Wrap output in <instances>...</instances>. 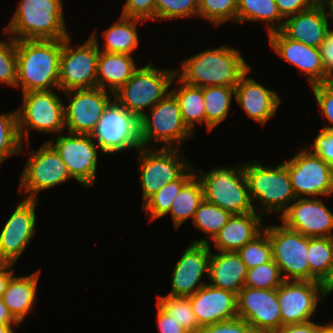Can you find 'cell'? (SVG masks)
Wrapping results in <instances>:
<instances>
[{
    "mask_svg": "<svg viewBox=\"0 0 333 333\" xmlns=\"http://www.w3.org/2000/svg\"><path fill=\"white\" fill-rule=\"evenodd\" d=\"M65 93L68 96L67 105L64 104L65 129L73 134L90 135L105 107L113 99L114 94L99 87L90 89H75Z\"/></svg>",
    "mask_w": 333,
    "mask_h": 333,
    "instance_id": "cell-17",
    "label": "cell"
},
{
    "mask_svg": "<svg viewBox=\"0 0 333 333\" xmlns=\"http://www.w3.org/2000/svg\"><path fill=\"white\" fill-rule=\"evenodd\" d=\"M13 263H2L0 262V298L5 292L8 281L13 275Z\"/></svg>",
    "mask_w": 333,
    "mask_h": 333,
    "instance_id": "cell-53",
    "label": "cell"
},
{
    "mask_svg": "<svg viewBox=\"0 0 333 333\" xmlns=\"http://www.w3.org/2000/svg\"><path fill=\"white\" fill-rule=\"evenodd\" d=\"M275 3L281 16L286 19L312 8L318 0H275Z\"/></svg>",
    "mask_w": 333,
    "mask_h": 333,
    "instance_id": "cell-49",
    "label": "cell"
},
{
    "mask_svg": "<svg viewBox=\"0 0 333 333\" xmlns=\"http://www.w3.org/2000/svg\"><path fill=\"white\" fill-rule=\"evenodd\" d=\"M62 0H21L3 30L15 41L63 40L70 36L64 20Z\"/></svg>",
    "mask_w": 333,
    "mask_h": 333,
    "instance_id": "cell-3",
    "label": "cell"
},
{
    "mask_svg": "<svg viewBox=\"0 0 333 333\" xmlns=\"http://www.w3.org/2000/svg\"><path fill=\"white\" fill-rule=\"evenodd\" d=\"M166 313L171 315L189 333H199V325L192 309L189 297L170 296L161 294L157 296V303Z\"/></svg>",
    "mask_w": 333,
    "mask_h": 333,
    "instance_id": "cell-38",
    "label": "cell"
},
{
    "mask_svg": "<svg viewBox=\"0 0 333 333\" xmlns=\"http://www.w3.org/2000/svg\"><path fill=\"white\" fill-rule=\"evenodd\" d=\"M63 40L16 41L17 85L22 94L59 90V65Z\"/></svg>",
    "mask_w": 333,
    "mask_h": 333,
    "instance_id": "cell-2",
    "label": "cell"
},
{
    "mask_svg": "<svg viewBox=\"0 0 333 333\" xmlns=\"http://www.w3.org/2000/svg\"><path fill=\"white\" fill-rule=\"evenodd\" d=\"M272 246L273 261L284 280L310 281L308 237L281 225L264 226ZM284 274V275H283Z\"/></svg>",
    "mask_w": 333,
    "mask_h": 333,
    "instance_id": "cell-11",
    "label": "cell"
},
{
    "mask_svg": "<svg viewBox=\"0 0 333 333\" xmlns=\"http://www.w3.org/2000/svg\"><path fill=\"white\" fill-rule=\"evenodd\" d=\"M147 22L138 18L124 17L120 15L118 21L103 31L104 45L100 49L96 30L91 38L97 43L98 50L108 53H125L133 56V52L139 46V35L137 25Z\"/></svg>",
    "mask_w": 333,
    "mask_h": 333,
    "instance_id": "cell-30",
    "label": "cell"
},
{
    "mask_svg": "<svg viewBox=\"0 0 333 333\" xmlns=\"http://www.w3.org/2000/svg\"><path fill=\"white\" fill-rule=\"evenodd\" d=\"M247 267L237 252L212 253L209 259V285L237 296L244 287Z\"/></svg>",
    "mask_w": 333,
    "mask_h": 333,
    "instance_id": "cell-27",
    "label": "cell"
},
{
    "mask_svg": "<svg viewBox=\"0 0 333 333\" xmlns=\"http://www.w3.org/2000/svg\"><path fill=\"white\" fill-rule=\"evenodd\" d=\"M176 78L177 86L174 89L170 88V92L178 101L184 124L193 133L197 124H206L203 88L189 85L177 76Z\"/></svg>",
    "mask_w": 333,
    "mask_h": 333,
    "instance_id": "cell-32",
    "label": "cell"
},
{
    "mask_svg": "<svg viewBox=\"0 0 333 333\" xmlns=\"http://www.w3.org/2000/svg\"><path fill=\"white\" fill-rule=\"evenodd\" d=\"M244 174L248 183L252 204L260 202V214H282L297 198L292 189L291 178L286 165L265 166L260 162H244ZM263 211V212H262Z\"/></svg>",
    "mask_w": 333,
    "mask_h": 333,
    "instance_id": "cell-4",
    "label": "cell"
},
{
    "mask_svg": "<svg viewBox=\"0 0 333 333\" xmlns=\"http://www.w3.org/2000/svg\"><path fill=\"white\" fill-rule=\"evenodd\" d=\"M210 255V244L191 242L174 266L168 295L189 297L206 285L201 280L208 277Z\"/></svg>",
    "mask_w": 333,
    "mask_h": 333,
    "instance_id": "cell-22",
    "label": "cell"
},
{
    "mask_svg": "<svg viewBox=\"0 0 333 333\" xmlns=\"http://www.w3.org/2000/svg\"><path fill=\"white\" fill-rule=\"evenodd\" d=\"M140 119V140L144 148H151L152 142L163 143L161 148L181 149L182 143L190 139L192 133L184 124L178 101L169 92Z\"/></svg>",
    "mask_w": 333,
    "mask_h": 333,
    "instance_id": "cell-7",
    "label": "cell"
},
{
    "mask_svg": "<svg viewBox=\"0 0 333 333\" xmlns=\"http://www.w3.org/2000/svg\"><path fill=\"white\" fill-rule=\"evenodd\" d=\"M249 72L250 69L236 84L234 99L249 118L264 126L276 115L281 99L273 89L264 87L253 78H248Z\"/></svg>",
    "mask_w": 333,
    "mask_h": 333,
    "instance_id": "cell-23",
    "label": "cell"
},
{
    "mask_svg": "<svg viewBox=\"0 0 333 333\" xmlns=\"http://www.w3.org/2000/svg\"><path fill=\"white\" fill-rule=\"evenodd\" d=\"M176 70L160 69L153 64L139 67L133 76L114 93V98L139 119L145 109L154 107L171 89Z\"/></svg>",
    "mask_w": 333,
    "mask_h": 333,
    "instance_id": "cell-6",
    "label": "cell"
},
{
    "mask_svg": "<svg viewBox=\"0 0 333 333\" xmlns=\"http://www.w3.org/2000/svg\"><path fill=\"white\" fill-rule=\"evenodd\" d=\"M318 4L322 7L324 10L325 17L329 24V18L333 20V0H318ZM328 8V11L326 12V9ZM333 24V21H330ZM333 30V29H332Z\"/></svg>",
    "mask_w": 333,
    "mask_h": 333,
    "instance_id": "cell-55",
    "label": "cell"
},
{
    "mask_svg": "<svg viewBox=\"0 0 333 333\" xmlns=\"http://www.w3.org/2000/svg\"><path fill=\"white\" fill-rule=\"evenodd\" d=\"M0 324H19L10 314L2 298H0Z\"/></svg>",
    "mask_w": 333,
    "mask_h": 333,
    "instance_id": "cell-54",
    "label": "cell"
},
{
    "mask_svg": "<svg viewBox=\"0 0 333 333\" xmlns=\"http://www.w3.org/2000/svg\"><path fill=\"white\" fill-rule=\"evenodd\" d=\"M56 135V140H46L59 154L70 176L82 186L91 187L96 182L98 165L97 144L91 135L73 134Z\"/></svg>",
    "mask_w": 333,
    "mask_h": 333,
    "instance_id": "cell-15",
    "label": "cell"
},
{
    "mask_svg": "<svg viewBox=\"0 0 333 333\" xmlns=\"http://www.w3.org/2000/svg\"><path fill=\"white\" fill-rule=\"evenodd\" d=\"M289 17L284 19L280 31L291 40L320 49L331 27L322 7L317 3L312 8Z\"/></svg>",
    "mask_w": 333,
    "mask_h": 333,
    "instance_id": "cell-25",
    "label": "cell"
},
{
    "mask_svg": "<svg viewBox=\"0 0 333 333\" xmlns=\"http://www.w3.org/2000/svg\"><path fill=\"white\" fill-rule=\"evenodd\" d=\"M283 19L275 0H238L237 23L264 22L270 33L283 27Z\"/></svg>",
    "mask_w": 333,
    "mask_h": 333,
    "instance_id": "cell-33",
    "label": "cell"
},
{
    "mask_svg": "<svg viewBox=\"0 0 333 333\" xmlns=\"http://www.w3.org/2000/svg\"><path fill=\"white\" fill-rule=\"evenodd\" d=\"M311 153L317 154L323 161L333 167V130L321 129L315 137Z\"/></svg>",
    "mask_w": 333,
    "mask_h": 333,
    "instance_id": "cell-48",
    "label": "cell"
},
{
    "mask_svg": "<svg viewBox=\"0 0 333 333\" xmlns=\"http://www.w3.org/2000/svg\"><path fill=\"white\" fill-rule=\"evenodd\" d=\"M316 333H333V327L330 324H324L322 325Z\"/></svg>",
    "mask_w": 333,
    "mask_h": 333,
    "instance_id": "cell-57",
    "label": "cell"
},
{
    "mask_svg": "<svg viewBox=\"0 0 333 333\" xmlns=\"http://www.w3.org/2000/svg\"><path fill=\"white\" fill-rule=\"evenodd\" d=\"M137 152L143 203L191 166L181 153L182 149L154 148L152 145Z\"/></svg>",
    "mask_w": 333,
    "mask_h": 333,
    "instance_id": "cell-10",
    "label": "cell"
},
{
    "mask_svg": "<svg viewBox=\"0 0 333 333\" xmlns=\"http://www.w3.org/2000/svg\"><path fill=\"white\" fill-rule=\"evenodd\" d=\"M331 292L321 282L284 280L277 288L282 326L310 322L318 300L326 298Z\"/></svg>",
    "mask_w": 333,
    "mask_h": 333,
    "instance_id": "cell-16",
    "label": "cell"
},
{
    "mask_svg": "<svg viewBox=\"0 0 333 333\" xmlns=\"http://www.w3.org/2000/svg\"><path fill=\"white\" fill-rule=\"evenodd\" d=\"M199 333H258L244 319L239 317L207 325Z\"/></svg>",
    "mask_w": 333,
    "mask_h": 333,
    "instance_id": "cell-47",
    "label": "cell"
},
{
    "mask_svg": "<svg viewBox=\"0 0 333 333\" xmlns=\"http://www.w3.org/2000/svg\"><path fill=\"white\" fill-rule=\"evenodd\" d=\"M38 200L25 199L17 205L0 231V262L13 263L26 250L36 234V207Z\"/></svg>",
    "mask_w": 333,
    "mask_h": 333,
    "instance_id": "cell-18",
    "label": "cell"
},
{
    "mask_svg": "<svg viewBox=\"0 0 333 333\" xmlns=\"http://www.w3.org/2000/svg\"><path fill=\"white\" fill-rule=\"evenodd\" d=\"M134 56L125 53L99 51L97 60V87L115 93L138 69Z\"/></svg>",
    "mask_w": 333,
    "mask_h": 333,
    "instance_id": "cell-28",
    "label": "cell"
},
{
    "mask_svg": "<svg viewBox=\"0 0 333 333\" xmlns=\"http://www.w3.org/2000/svg\"><path fill=\"white\" fill-rule=\"evenodd\" d=\"M237 253L247 269L255 268L273 259L271 242L264 230L252 241L241 247Z\"/></svg>",
    "mask_w": 333,
    "mask_h": 333,
    "instance_id": "cell-41",
    "label": "cell"
},
{
    "mask_svg": "<svg viewBox=\"0 0 333 333\" xmlns=\"http://www.w3.org/2000/svg\"><path fill=\"white\" fill-rule=\"evenodd\" d=\"M23 102L17 110L18 130L22 142L29 141V131L63 133L65 129L64 102L55 89L22 94Z\"/></svg>",
    "mask_w": 333,
    "mask_h": 333,
    "instance_id": "cell-9",
    "label": "cell"
},
{
    "mask_svg": "<svg viewBox=\"0 0 333 333\" xmlns=\"http://www.w3.org/2000/svg\"><path fill=\"white\" fill-rule=\"evenodd\" d=\"M198 16V0H156L155 21Z\"/></svg>",
    "mask_w": 333,
    "mask_h": 333,
    "instance_id": "cell-43",
    "label": "cell"
},
{
    "mask_svg": "<svg viewBox=\"0 0 333 333\" xmlns=\"http://www.w3.org/2000/svg\"><path fill=\"white\" fill-rule=\"evenodd\" d=\"M262 216L256 211L233 214L212 239L214 248L219 252H237L263 231Z\"/></svg>",
    "mask_w": 333,
    "mask_h": 333,
    "instance_id": "cell-26",
    "label": "cell"
},
{
    "mask_svg": "<svg viewBox=\"0 0 333 333\" xmlns=\"http://www.w3.org/2000/svg\"><path fill=\"white\" fill-rule=\"evenodd\" d=\"M237 317L258 333H271L282 326L277 289L243 287L237 294Z\"/></svg>",
    "mask_w": 333,
    "mask_h": 333,
    "instance_id": "cell-19",
    "label": "cell"
},
{
    "mask_svg": "<svg viewBox=\"0 0 333 333\" xmlns=\"http://www.w3.org/2000/svg\"><path fill=\"white\" fill-rule=\"evenodd\" d=\"M204 200V190L200 179L195 174L180 190L172 202L170 211L172 222L176 228L187 219L194 217L199 205Z\"/></svg>",
    "mask_w": 333,
    "mask_h": 333,
    "instance_id": "cell-35",
    "label": "cell"
},
{
    "mask_svg": "<svg viewBox=\"0 0 333 333\" xmlns=\"http://www.w3.org/2000/svg\"><path fill=\"white\" fill-rule=\"evenodd\" d=\"M195 172L201 171L194 169L191 165L178 179L167 183L142 204V209L146 211V217L150 218L149 221L152 222L167 215L175 197L179 194L181 188L195 175Z\"/></svg>",
    "mask_w": 333,
    "mask_h": 333,
    "instance_id": "cell-34",
    "label": "cell"
},
{
    "mask_svg": "<svg viewBox=\"0 0 333 333\" xmlns=\"http://www.w3.org/2000/svg\"><path fill=\"white\" fill-rule=\"evenodd\" d=\"M40 273L41 270L24 277L12 275L2 295L10 314L19 324L24 322L36 303Z\"/></svg>",
    "mask_w": 333,
    "mask_h": 333,
    "instance_id": "cell-29",
    "label": "cell"
},
{
    "mask_svg": "<svg viewBox=\"0 0 333 333\" xmlns=\"http://www.w3.org/2000/svg\"><path fill=\"white\" fill-rule=\"evenodd\" d=\"M279 217L282 224L306 237H333V212L321 198H297Z\"/></svg>",
    "mask_w": 333,
    "mask_h": 333,
    "instance_id": "cell-21",
    "label": "cell"
},
{
    "mask_svg": "<svg viewBox=\"0 0 333 333\" xmlns=\"http://www.w3.org/2000/svg\"><path fill=\"white\" fill-rule=\"evenodd\" d=\"M321 326V324L310 321L303 324L281 326L279 329L274 330L271 333H316Z\"/></svg>",
    "mask_w": 333,
    "mask_h": 333,
    "instance_id": "cell-52",
    "label": "cell"
},
{
    "mask_svg": "<svg viewBox=\"0 0 333 333\" xmlns=\"http://www.w3.org/2000/svg\"><path fill=\"white\" fill-rule=\"evenodd\" d=\"M308 146L297 151L292 158L284 161L296 198H318L333 196V167L317 154L309 152Z\"/></svg>",
    "mask_w": 333,
    "mask_h": 333,
    "instance_id": "cell-13",
    "label": "cell"
},
{
    "mask_svg": "<svg viewBox=\"0 0 333 333\" xmlns=\"http://www.w3.org/2000/svg\"><path fill=\"white\" fill-rule=\"evenodd\" d=\"M310 87L315 96L321 115L331 124H326L322 129L333 130V81L330 83L316 84Z\"/></svg>",
    "mask_w": 333,
    "mask_h": 333,
    "instance_id": "cell-45",
    "label": "cell"
},
{
    "mask_svg": "<svg viewBox=\"0 0 333 333\" xmlns=\"http://www.w3.org/2000/svg\"><path fill=\"white\" fill-rule=\"evenodd\" d=\"M0 40V84L16 88L17 85V56L16 41L7 35Z\"/></svg>",
    "mask_w": 333,
    "mask_h": 333,
    "instance_id": "cell-44",
    "label": "cell"
},
{
    "mask_svg": "<svg viewBox=\"0 0 333 333\" xmlns=\"http://www.w3.org/2000/svg\"><path fill=\"white\" fill-rule=\"evenodd\" d=\"M237 167H215L209 172L197 174L203 190L204 200L233 214H245L256 210L249 196L244 174V163Z\"/></svg>",
    "mask_w": 333,
    "mask_h": 333,
    "instance_id": "cell-5",
    "label": "cell"
},
{
    "mask_svg": "<svg viewBox=\"0 0 333 333\" xmlns=\"http://www.w3.org/2000/svg\"><path fill=\"white\" fill-rule=\"evenodd\" d=\"M238 0H198V17L214 26L237 22Z\"/></svg>",
    "mask_w": 333,
    "mask_h": 333,
    "instance_id": "cell-40",
    "label": "cell"
},
{
    "mask_svg": "<svg viewBox=\"0 0 333 333\" xmlns=\"http://www.w3.org/2000/svg\"><path fill=\"white\" fill-rule=\"evenodd\" d=\"M23 142L18 130L17 110L0 114V165L10 156L21 154Z\"/></svg>",
    "mask_w": 333,
    "mask_h": 333,
    "instance_id": "cell-39",
    "label": "cell"
},
{
    "mask_svg": "<svg viewBox=\"0 0 333 333\" xmlns=\"http://www.w3.org/2000/svg\"><path fill=\"white\" fill-rule=\"evenodd\" d=\"M20 324H0V333H14V327L16 329L19 327Z\"/></svg>",
    "mask_w": 333,
    "mask_h": 333,
    "instance_id": "cell-56",
    "label": "cell"
},
{
    "mask_svg": "<svg viewBox=\"0 0 333 333\" xmlns=\"http://www.w3.org/2000/svg\"><path fill=\"white\" fill-rule=\"evenodd\" d=\"M283 281L279 266L272 259L265 264L248 269L244 287L277 289Z\"/></svg>",
    "mask_w": 333,
    "mask_h": 333,
    "instance_id": "cell-42",
    "label": "cell"
},
{
    "mask_svg": "<svg viewBox=\"0 0 333 333\" xmlns=\"http://www.w3.org/2000/svg\"><path fill=\"white\" fill-rule=\"evenodd\" d=\"M156 320L159 333H189L180 323L173 319L171 315L166 313L158 304Z\"/></svg>",
    "mask_w": 333,
    "mask_h": 333,
    "instance_id": "cell-50",
    "label": "cell"
},
{
    "mask_svg": "<svg viewBox=\"0 0 333 333\" xmlns=\"http://www.w3.org/2000/svg\"><path fill=\"white\" fill-rule=\"evenodd\" d=\"M238 49L231 46L204 50L183 60L176 69V76L183 82L197 87H235L251 67Z\"/></svg>",
    "mask_w": 333,
    "mask_h": 333,
    "instance_id": "cell-1",
    "label": "cell"
},
{
    "mask_svg": "<svg viewBox=\"0 0 333 333\" xmlns=\"http://www.w3.org/2000/svg\"><path fill=\"white\" fill-rule=\"evenodd\" d=\"M189 300L201 327L237 317V296L208 283L189 296Z\"/></svg>",
    "mask_w": 333,
    "mask_h": 333,
    "instance_id": "cell-24",
    "label": "cell"
},
{
    "mask_svg": "<svg viewBox=\"0 0 333 333\" xmlns=\"http://www.w3.org/2000/svg\"><path fill=\"white\" fill-rule=\"evenodd\" d=\"M156 0H126L121 16L155 21Z\"/></svg>",
    "mask_w": 333,
    "mask_h": 333,
    "instance_id": "cell-46",
    "label": "cell"
},
{
    "mask_svg": "<svg viewBox=\"0 0 333 333\" xmlns=\"http://www.w3.org/2000/svg\"><path fill=\"white\" fill-rule=\"evenodd\" d=\"M19 181V193L25 199L38 200L41 190L50 189L70 180L66 165L56 150L45 141L37 151L32 150Z\"/></svg>",
    "mask_w": 333,
    "mask_h": 333,
    "instance_id": "cell-12",
    "label": "cell"
},
{
    "mask_svg": "<svg viewBox=\"0 0 333 333\" xmlns=\"http://www.w3.org/2000/svg\"><path fill=\"white\" fill-rule=\"evenodd\" d=\"M269 44L284 61L297 67L309 86L330 83L333 76L325 69L318 48L287 38L280 30L268 33Z\"/></svg>",
    "mask_w": 333,
    "mask_h": 333,
    "instance_id": "cell-20",
    "label": "cell"
},
{
    "mask_svg": "<svg viewBox=\"0 0 333 333\" xmlns=\"http://www.w3.org/2000/svg\"><path fill=\"white\" fill-rule=\"evenodd\" d=\"M203 97L206 113V128L208 132H210L228 117L232 97H235V87H203Z\"/></svg>",
    "mask_w": 333,
    "mask_h": 333,
    "instance_id": "cell-36",
    "label": "cell"
},
{
    "mask_svg": "<svg viewBox=\"0 0 333 333\" xmlns=\"http://www.w3.org/2000/svg\"><path fill=\"white\" fill-rule=\"evenodd\" d=\"M231 216L232 214L229 211L223 210L221 207L203 200L194 214L192 223L195 228L202 231L207 236L192 242L211 244L210 240L227 224Z\"/></svg>",
    "mask_w": 333,
    "mask_h": 333,
    "instance_id": "cell-37",
    "label": "cell"
},
{
    "mask_svg": "<svg viewBox=\"0 0 333 333\" xmlns=\"http://www.w3.org/2000/svg\"><path fill=\"white\" fill-rule=\"evenodd\" d=\"M98 56V45L91 37L78 47L71 46V36L63 39L59 65V90L66 92L97 87Z\"/></svg>",
    "mask_w": 333,
    "mask_h": 333,
    "instance_id": "cell-14",
    "label": "cell"
},
{
    "mask_svg": "<svg viewBox=\"0 0 333 333\" xmlns=\"http://www.w3.org/2000/svg\"><path fill=\"white\" fill-rule=\"evenodd\" d=\"M321 56L325 69L333 76V30L330 29L325 42L322 44Z\"/></svg>",
    "mask_w": 333,
    "mask_h": 333,
    "instance_id": "cell-51",
    "label": "cell"
},
{
    "mask_svg": "<svg viewBox=\"0 0 333 333\" xmlns=\"http://www.w3.org/2000/svg\"><path fill=\"white\" fill-rule=\"evenodd\" d=\"M100 153L111 154L142 148L139 118L125 109L115 98L105 107L90 134Z\"/></svg>",
    "mask_w": 333,
    "mask_h": 333,
    "instance_id": "cell-8",
    "label": "cell"
},
{
    "mask_svg": "<svg viewBox=\"0 0 333 333\" xmlns=\"http://www.w3.org/2000/svg\"><path fill=\"white\" fill-rule=\"evenodd\" d=\"M310 281L321 282L333 292V237H308Z\"/></svg>",
    "mask_w": 333,
    "mask_h": 333,
    "instance_id": "cell-31",
    "label": "cell"
}]
</instances>
